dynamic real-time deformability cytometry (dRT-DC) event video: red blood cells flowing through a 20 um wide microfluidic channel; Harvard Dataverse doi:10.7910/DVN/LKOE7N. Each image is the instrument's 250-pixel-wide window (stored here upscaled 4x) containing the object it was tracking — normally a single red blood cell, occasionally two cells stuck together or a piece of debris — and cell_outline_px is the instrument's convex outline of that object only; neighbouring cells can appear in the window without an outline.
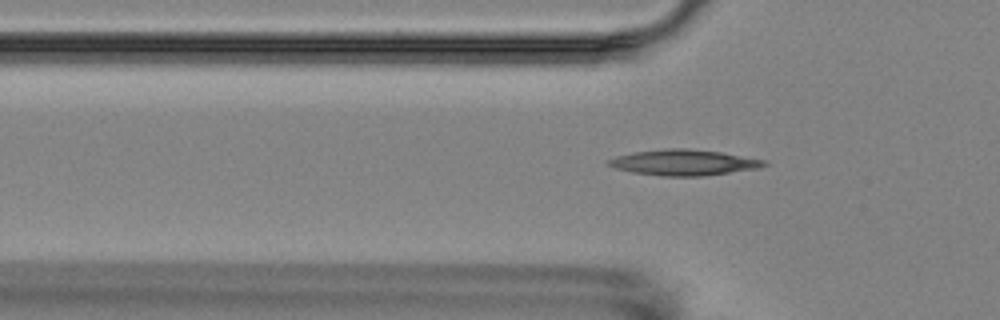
{"species": "Egyptian fruit bat (a non-hibernating species)", "species_latin": "Rousettus aegyptiacus", "temperature_condition": "room temperature", "stored_images_in_passage": 7, "camera_frame_rate_fps": 3000, "um_per_image_px": 0.085, "animal": {"sex": "female"}, "frame": {"image": 1, "passage_image": 6, "time_ms": 7.667, "image_size_px": [1000, 320], "cell_outline_px": [[768, 164], [760, 168], [704, 176], [660, 176], [632, 172], [616, 168], [604, 164], [608, 160], [616, 156], [632, 152], [664, 148], [688, 148], [720, 152], [768, 160]], "centroid_in_image_um": [58.13, 13.81], "position_along_channel_um": 67.7, "area_um2": 23.64}}